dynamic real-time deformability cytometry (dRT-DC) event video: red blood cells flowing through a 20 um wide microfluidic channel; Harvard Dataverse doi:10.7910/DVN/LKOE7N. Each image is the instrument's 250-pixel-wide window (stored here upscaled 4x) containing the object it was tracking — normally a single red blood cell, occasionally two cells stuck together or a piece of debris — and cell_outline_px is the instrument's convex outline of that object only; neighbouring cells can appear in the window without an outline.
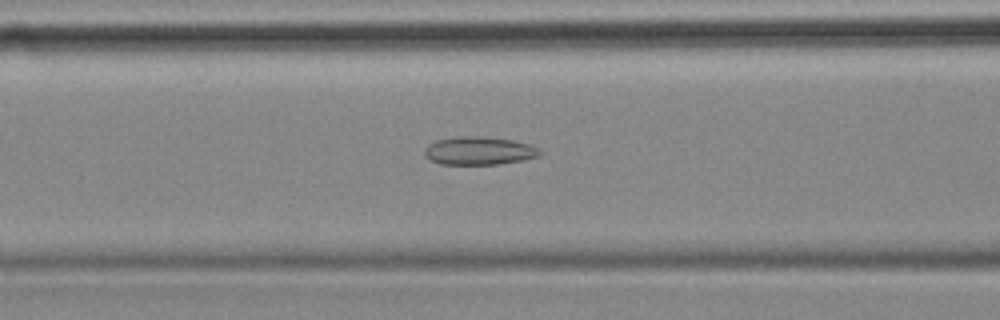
{"species": "common noctule bat (a hibernating species)", "species_latin": "Nyctalus noctula", "temperature_condition": "cold", "stored_images_in_passage": 36, "camera_frame_rate_fps": 3000, "um_per_image_px": 0.085, "animal": {"sex": "female", "body_mass_g": 18.4}, "frame": {"image": 1, "passage_image": 9, "time_ms": 2.667, "image_size_px": [1000, 320], "cell_outline_px": [[544, 152], [540, 156], [520, 160], [496, 164], [440, 164], [424, 156], [424, 148], [428, 144], [436, 140], [456, 136], [484, 136], [512, 140], [532, 144]], "centroid_in_image_um": [40.72, 12.8], "position_along_channel_um": 125.9, "area_um2": 19.07}}
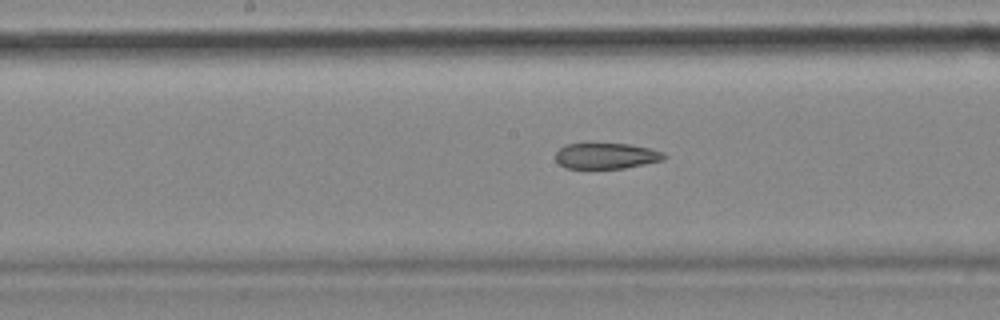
{"frame": {"image": 2, "passage_image": 15, "time_ms": 4.667, "image_size_px": [1000, 320], "cell_outline_px": [[668, 156], [664, 160], [624, 168], [564, 168], [556, 160], [556, 152], [564, 144], [588, 140], [628, 144], [648, 148], [664, 152]], "centroid_in_image_um": [51.48, 13.19], "position_along_channel_um": 196.7, "area_um2": 17.17}}
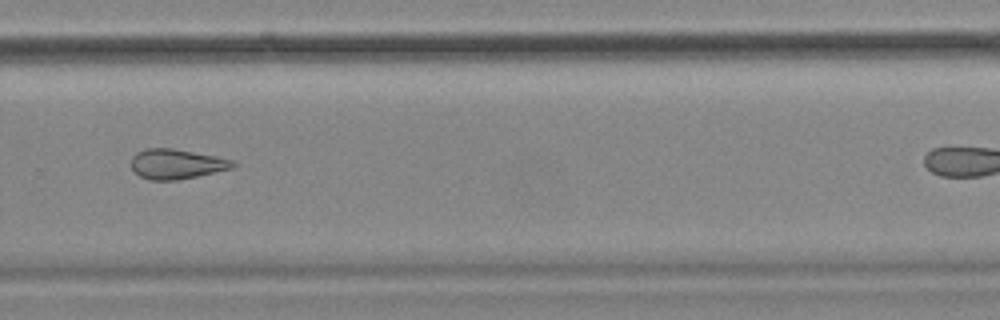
{"frame": {"image": 3, "passage_image": 25, "time_ms": 8.0, "image_size_px": [1000, 320], "cell_outline_px": [[236, 164], [232, 168], [196, 176], [176, 180], [148, 180], [140, 176], [132, 168], [132, 156], [136, 152], [144, 148], [172, 148], [216, 156], [232, 160]], "centroid_in_image_um": [14.97, 13.93], "position_along_channel_um": 314.8, "area_um2": 17.57}, "authors_computed_cell_mechanics": {"area_um2": 18.0336, "velocity_mm_per_s": 3.5547, "shape_relaxation_time_tau1_ms": null, "shape_relaxation_time_tau2_ms": 6.8902, "deformation_change_tau1": null, "deformation_change_tau2": 0.165}}